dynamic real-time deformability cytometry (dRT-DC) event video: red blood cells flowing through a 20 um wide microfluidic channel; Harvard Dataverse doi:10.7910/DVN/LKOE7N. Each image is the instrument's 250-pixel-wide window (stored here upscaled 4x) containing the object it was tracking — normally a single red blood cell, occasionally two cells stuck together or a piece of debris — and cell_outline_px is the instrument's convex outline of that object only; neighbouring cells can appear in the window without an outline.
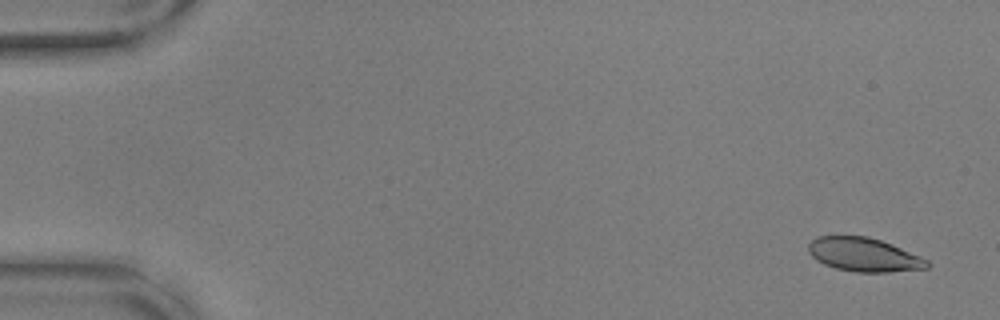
{"species": "common noctule bat (a hibernating species)", "species_latin": "Nyctalus noctula", "temperature_condition": "warm", "stored_images_in_passage": 54, "camera_frame_rate_fps": 3000, "um_per_image_px": 0.085, "animal": {"sex": "male", "body_mass_g": 17.9, "forearm_length_mm": 54.2}, "frame": {"image": 1, "passage_image": 1, "time_ms": 0.0, "image_size_px": [1000, 320], "cell_outline_px": [[932, 264], [928, 268], [888, 272], [852, 272], [836, 268], [824, 264], [816, 260], [808, 252], [808, 244], [816, 236], [868, 236], [892, 244], [928, 260]], "centroid_in_image_um": [73.42, 21.65], "position_along_channel_um": 11.6, "area_um2": 23.41}}
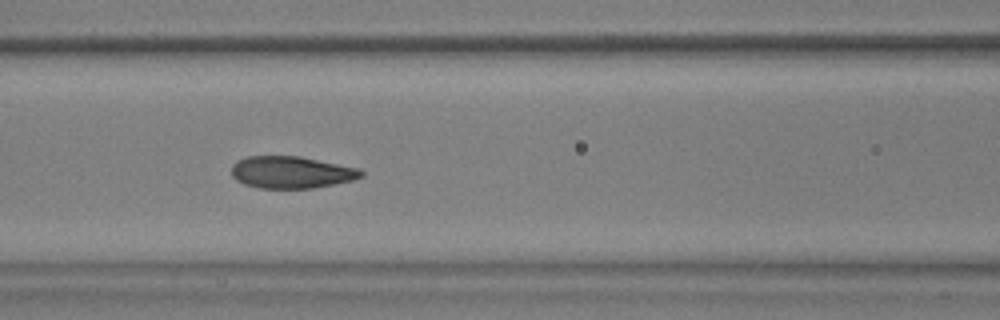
{"frame": {"image": 2, "passage_image": 23, "time_ms": 7.333, "image_size_px": [1000, 320], "cell_outline_px": [[364, 176], [352, 180], [312, 188], [260, 188], [244, 184], [236, 180], [232, 176], [232, 164], [248, 156], [300, 156], [360, 168], [364, 172]], "centroid_in_image_um": [24.78, 14.64], "position_along_channel_um": 141.8, "area_um2": 24.16}}
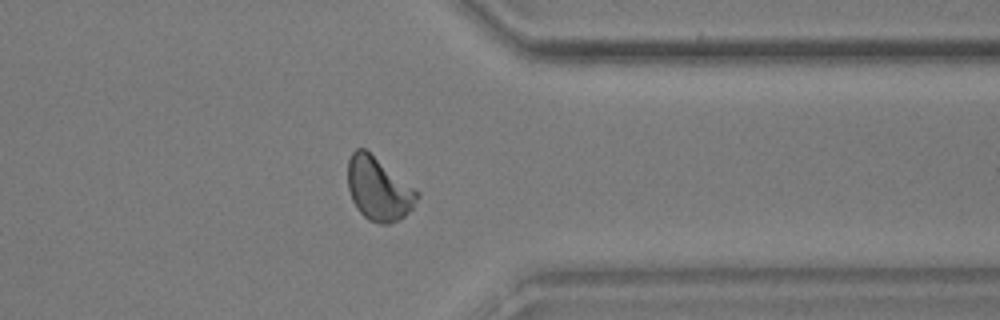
{"frame": {"image": 3, "passage_image": 43, "time_ms": 14.0, "image_size_px": [1000, 320], "cell_outline_px": [[420, 196], [412, 208], [400, 220], [388, 224], [380, 224], [368, 220], [360, 212], [352, 200], [348, 188], [348, 160], [352, 152], [356, 148], [364, 148], [416, 188], [420, 192]], "centroid_in_image_um": [32.2, 16.06], "position_along_channel_um": 379.2, "area_um2": 25.66}, "authors_computed_cell_mechanics": {"area_um2": 24.6517, "velocity_mm_per_s": 3.637, "shape_relaxation_time_tau1_ms": 5.1033, "shape_relaxation_time_tau2_ms": 0.7303, "deformation_change_tau1": 0.1601, "deformation_change_tau2": 0.0538}}